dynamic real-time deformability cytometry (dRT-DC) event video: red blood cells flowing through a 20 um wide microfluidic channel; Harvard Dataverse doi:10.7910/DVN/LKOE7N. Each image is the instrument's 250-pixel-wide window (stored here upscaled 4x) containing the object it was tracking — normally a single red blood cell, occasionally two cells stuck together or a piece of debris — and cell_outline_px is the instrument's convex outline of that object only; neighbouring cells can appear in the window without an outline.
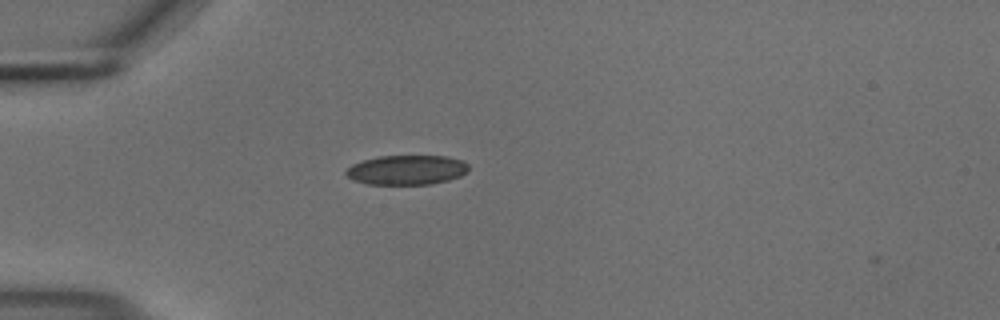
{"species": "common noctule bat (a hibernating species)", "species_latin": "Nyctalus noctula", "temperature_condition": "cold", "stored_images_in_passage": 40, "camera_frame_rate_fps": 3000, "um_per_image_px": 0.085, "animal": {"sex": "male", "body_mass_g": 18.8}, "frame": {"image": 1, "passage_image": 1, "time_ms": 0.0, "image_size_px": [1000, 320], "cell_outline_px": [[468, 172], [460, 176], [448, 180], [432, 184], [368, 184], [352, 180], [344, 172], [352, 164], [364, 160], [380, 156], [448, 156], [460, 160], [468, 164]], "centroid_in_image_um": [34.58, 14.45], "position_along_channel_um": 50.4, "area_um2": 21.1}}
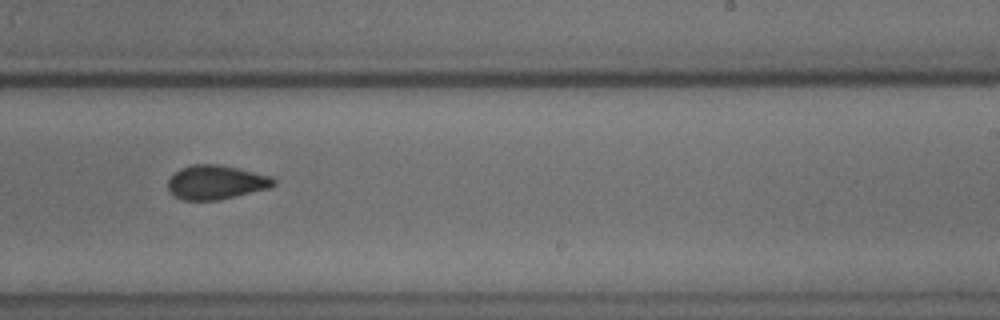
{"frame": {"image": 2, "passage_image": 20, "time_ms": 6.333, "image_size_px": [1000, 320], "cell_outline_px": [[276, 184], [268, 188], [220, 200], [184, 200], [168, 192], [168, 180], [180, 168], [192, 164], [220, 164], [272, 176], [276, 180]], "centroid_in_image_um": [18.36, 15.49], "position_along_channel_um": 270.6, "area_um2": 21.04}}
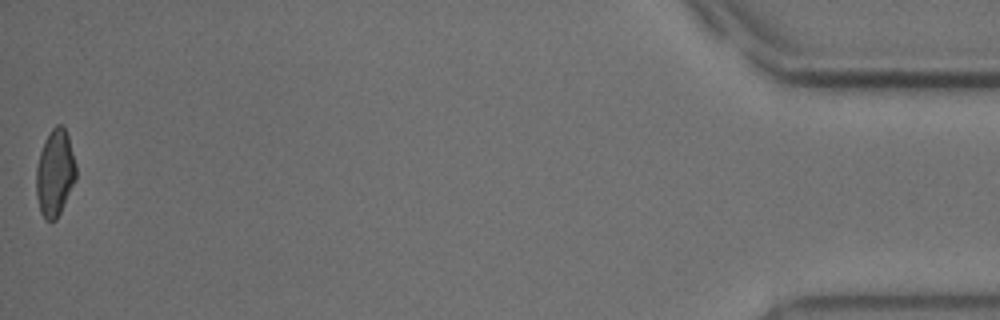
{"frame": {"image": 3, "passage_image": 40, "time_ms": 13.0, "image_size_px": [1000, 320], "cell_outline_px": [[76, 180], [56, 220], [44, 220], [40, 212], [36, 196], [36, 168], [40, 152], [44, 140], [52, 128], [56, 124], [64, 124], [68, 136], [76, 164]], "centroid_in_image_um": [4.67, 14.69], "position_along_channel_um": 430.5, "area_um2": 20.29}, "authors_computed_cell_mechanics": {"area_um2": 21.097, "velocity_mm_per_s": 3.7134, "shape_relaxation_time_tau1_ms": null, "shape_relaxation_time_tau2_ms": 1.6259, "deformation_change_tau1": null, "deformation_change_tau2": 0.0568}}